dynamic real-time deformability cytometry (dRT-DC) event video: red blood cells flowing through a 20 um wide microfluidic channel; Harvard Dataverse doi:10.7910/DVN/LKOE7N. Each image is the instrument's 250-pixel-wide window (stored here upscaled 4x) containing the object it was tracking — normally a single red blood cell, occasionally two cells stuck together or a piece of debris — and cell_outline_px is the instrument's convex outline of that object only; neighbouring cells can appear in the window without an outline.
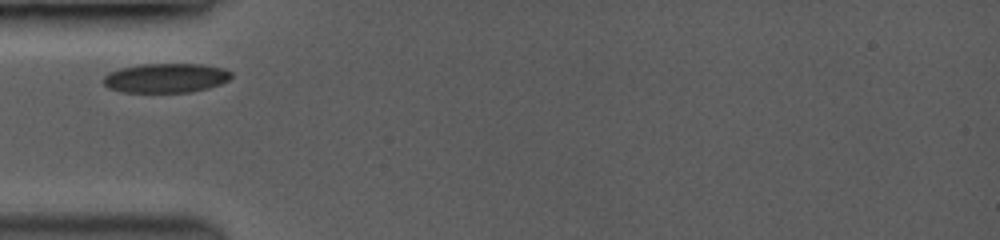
{"species": "common noctule bat (a hibernating species)", "species_latin": "Nyctalus noctula", "temperature_condition": "room temperature", "stored_images_in_passage": 2, "camera_frame_rate_fps": 3500, "um_per_image_px": 0.085, "animal": {"sex": "female", "body_mass_g": 19.0, "forearm_length_mm": 53.3}, "frame": {"image": 1, "passage_image": 1, "time_ms": 0.0, "image_size_px": [1000, 240], "cell_outline_px": [[232, 76], [228, 80], [220, 84], [188, 92], [124, 92], [108, 88], [100, 80], [108, 72], [120, 68], [140, 64], [200, 64], [224, 68], [232, 72]], "centroid_in_image_um": [14.05, 6.62], "position_along_channel_um": 70.9, "area_um2": 21.91}}